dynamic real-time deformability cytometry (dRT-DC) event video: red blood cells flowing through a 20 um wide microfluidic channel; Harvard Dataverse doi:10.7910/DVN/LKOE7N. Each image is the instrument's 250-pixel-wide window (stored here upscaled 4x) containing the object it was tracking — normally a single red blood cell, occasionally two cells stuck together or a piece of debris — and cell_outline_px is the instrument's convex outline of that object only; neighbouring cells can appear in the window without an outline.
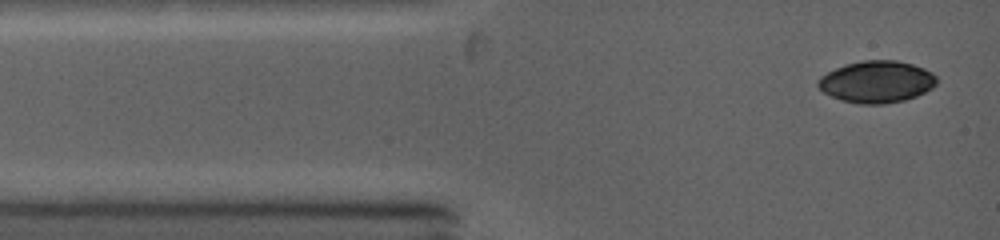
{"species": "common noctule bat (a hibernating species)", "species_latin": "Nyctalus noctula", "temperature_condition": "warm", "stored_images_in_passage": 34, "camera_frame_rate_fps": 5000, "um_per_image_px": 0.085, "animal": {"sex": "female", "body_mass_g": 19.0, "forearm_length_mm": 53.3}, "frame": {"image": 1, "passage_image": 1, "time_ms": 0.0, "image_size_px": [1000, 240], "cell_outline_px": [[936, 84], [932, 88], [916, 96], [904, 100], [884, 104], [860, 104], [840, 100], [824, 92], [816, 84], [820, 76], [836, 68], [848, 64], [864, 60], [896, 60], [912, 64], [924, 68], [932, 72], [936, 76]], "centroid_in_image_um": [74.52, 6.95], "position_along_channel_um": 10.5, "area_um2": 28.84}}
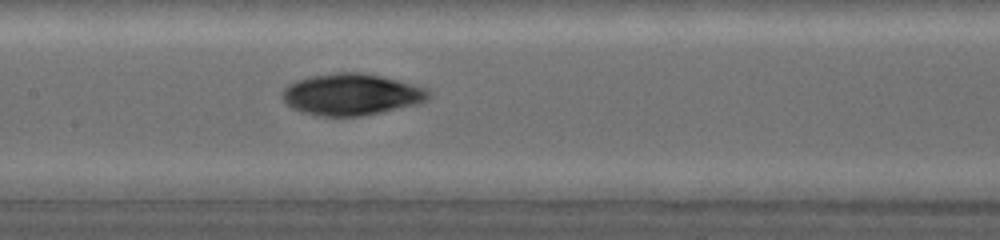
{"frame": {"image": 2, "passage_image": 14, "time_ms": 5.0, "image_size_px": [1000, 240], "cell_outline_px": [[428, 100], [420, 104], [360, 116], [320, 116], [300, 112], [284, 104], [284, 88], [288, 84], [296, 80], [312, 76], [336, 72], [356, 72], [380, 76], [396, 80], [424, 88], [428, 92]], "centroid_in_image_um": [29.82, 8.04], "position_along_channel_um": 177.6, "area_um2": 35.14}}
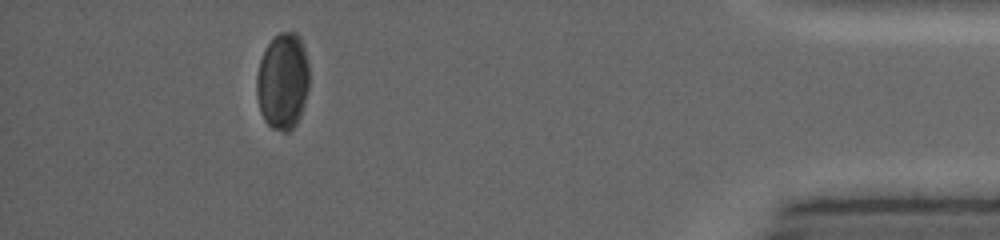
{"frame": {"image": 3, "passage_image": 31, "time_ms": 12.0, "image_size_px": [1000, 240], "cell_outline_px": [[308, 88], [304, 104], [300, 116], [296, 124], [288, 132], [284, 132], [272, 128], [264, 120], [260, 112], [256, 96], [256, 76], [260, 60], [268, 44], [280, 32], [296, 32], [300, 36], [304, 48], [308, 64]], "centroid_in_image_um": [24.02, 6.92], "position_along_channel_um": 411.2, "area_um2": 29.65}}